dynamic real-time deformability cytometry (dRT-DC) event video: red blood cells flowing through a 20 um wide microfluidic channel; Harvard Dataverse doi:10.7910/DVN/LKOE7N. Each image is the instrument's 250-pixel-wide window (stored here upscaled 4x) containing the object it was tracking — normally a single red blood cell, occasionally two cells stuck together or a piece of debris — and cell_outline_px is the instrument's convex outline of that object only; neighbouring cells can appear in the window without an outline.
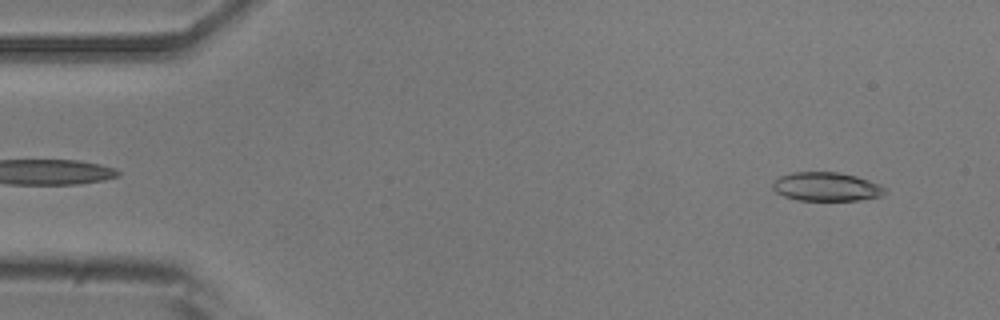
{"species": "common noctule bat (a hibernating species)", "species_latin": "Nyctalus noctula", "temperature_condition": "room temperature", "stored_images_in_passage": 15, "camera_frame_rate_fps": 3000, "um_per_image_px": 0.085, "animal": {"sex": "male", "body_mass_g": 20.5, "forearm_length_mm": 52.5}, "frame": {"image": 1, "passage_image": 3, "time_ms": 0.667, "image_size_px": [1000, 320], "cell_outline_px": [[888, 192], [884, 196], [860, 200], [796, 200], [784, 196], [776, 192], [772, 188], [772, 184], [780, 176], [792, 172], [836, 172], [856, 176], [880, 184], [888, 188]], "centroid_in_image_um": [70.3, 15.87], "position_along_channel_um": 14.7, "area_um2": 19.02}}
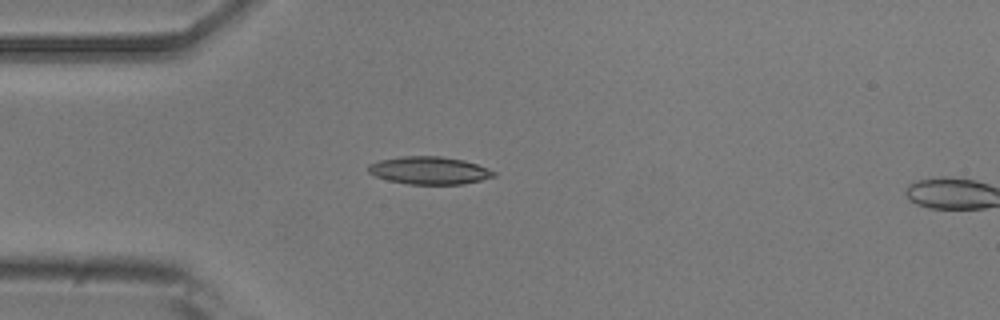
{"frame": {"image": 2, "passage_image": 13, "time_ms": 4.0, "image_size_px": [1000, 320], "cell_outline_px": [[496, 176], [464, 184], [408, 184], [388, 180], [376, 176], [368, 172], [368, 164], [380, 160], [400, 156], [440, 156], [464, 160], [488, 168], [496, 172]], "centroid_in_image_um": [36.49, 14.48], "position_along_channel_um": 48.5, "area_um2": 20.23}}